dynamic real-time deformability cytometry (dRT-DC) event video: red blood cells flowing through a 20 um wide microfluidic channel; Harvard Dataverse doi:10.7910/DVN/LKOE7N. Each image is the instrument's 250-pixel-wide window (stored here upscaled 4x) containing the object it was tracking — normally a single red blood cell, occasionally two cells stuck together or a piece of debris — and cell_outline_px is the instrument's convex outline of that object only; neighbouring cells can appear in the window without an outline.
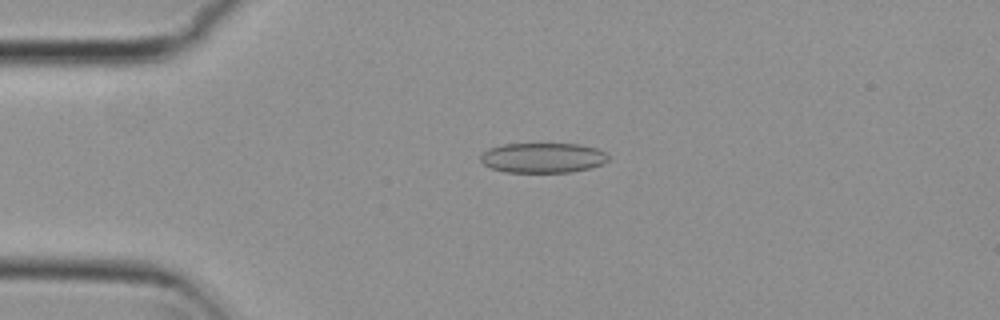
{"species": "common noctule bat (a hibernating species)", "species_latin": "Nyctalus noctula", "temperature_condition": "cold", "stored_images_in_passage": 8, "camera_frame_rate_fps": 3000, "um_per_image_px": 0.085, "animal": {"sex": "female", "body_mass_g": 29.2, "forearm_length_mm": 56.3}, "frame": {"image": 1, "passage_image": 4, "time_ms": 1.0, "image_size_px": [1000, 320], "cell_outline_px": [[608, 160], [604, 164], [572, 172], [504, 172], [492, 168], [484, 164], [480, 160], [480, 156], [488, 148], [504, 144], [576, 144], [596, 148], [604, 152], [608, 156]], "centroid_in_image_um": [46.13, 13.41], "position_along_channel_um": 38.9, "area_um2": 22.25}}
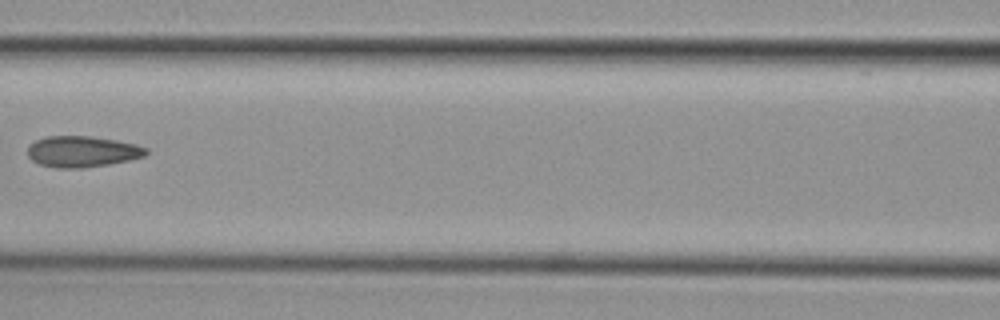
{"frame": {"image": 2, "passage_image": 7, "time_ms": 2.0, "image_size_px": [1000, 320], "cell_outline_px": [[148, 152], [144, 156], [128, 160], [108, 164], [84, 168], [56, 168], [40, 164], [32, 160], [28, 156], [28, 148], [36, 140], [48, 136], [92, 136], [116, 140], [136, 144], [148, 148]], "centroid_in_image_um": [7.01, 12.88], "position_along_channel_um": 159.6, "area_um2": 21.39}}
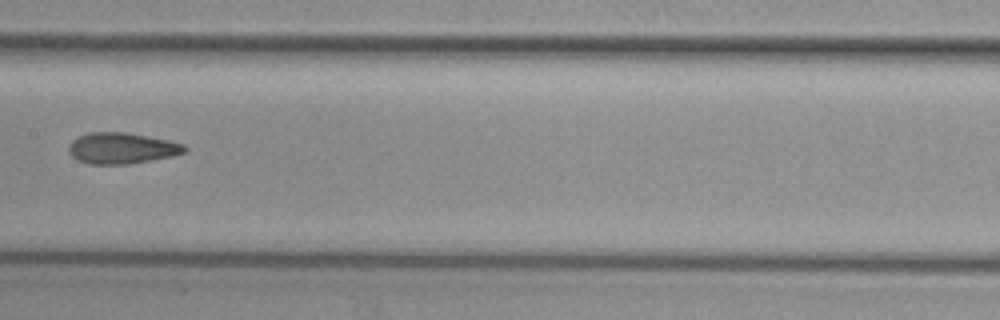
{"frame": {"image": 3, "passage_image": 8, "time_ms": 2.333, "image_size_px": [1000, 320], "cell_outline_px": [[188, 148], [184, 152], [172, 156], [152, 160], [128, 164], [88, 164], [72, 156], [68, 152], [68, 144], [72, 140], [88, 132], [124, 132], [148, 136], [168, 140], [184, 144]], "centroid_in_image_um": [10.34, 12.59], "position_along_channel_um": 197.1, "area_um2": 20.98}}